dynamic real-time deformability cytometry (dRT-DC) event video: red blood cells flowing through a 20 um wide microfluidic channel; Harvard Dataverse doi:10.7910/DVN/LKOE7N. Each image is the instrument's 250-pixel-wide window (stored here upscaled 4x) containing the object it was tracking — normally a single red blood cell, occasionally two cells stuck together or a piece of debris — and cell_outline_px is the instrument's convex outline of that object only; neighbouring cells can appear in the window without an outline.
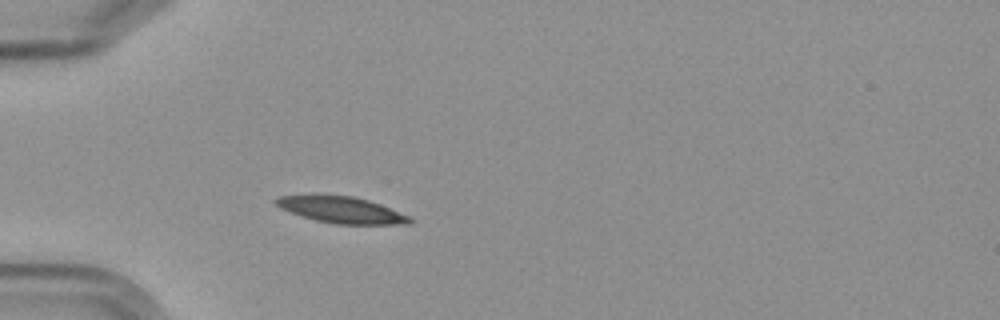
{"species": "Egyptian fruit bat (a non-hibernating species)", "species_latin": "Rousettus aegyptiacus", "temperature_condition": "cold", "stored_images_in_passage": 4, "camera_frame_rate_fps": 3000, "um_per_image_px": 0.085, "frame": {"image": 1, "passage_image": 4, "time_ms": 3.667, "image_size_px": [1000, 320], "cell_outline_px": [[416, 220], [412, 224], [336, 224], [316, 220], [300, 216], [280, 208], [272, 200], [280, 196], [352, 196], [368, 200], [380, 204], [412, 216]], "centroid_in_image_um": [29.11, 17.86], "position_along_channel_um": 55.9, "area_um2": 20.46}}